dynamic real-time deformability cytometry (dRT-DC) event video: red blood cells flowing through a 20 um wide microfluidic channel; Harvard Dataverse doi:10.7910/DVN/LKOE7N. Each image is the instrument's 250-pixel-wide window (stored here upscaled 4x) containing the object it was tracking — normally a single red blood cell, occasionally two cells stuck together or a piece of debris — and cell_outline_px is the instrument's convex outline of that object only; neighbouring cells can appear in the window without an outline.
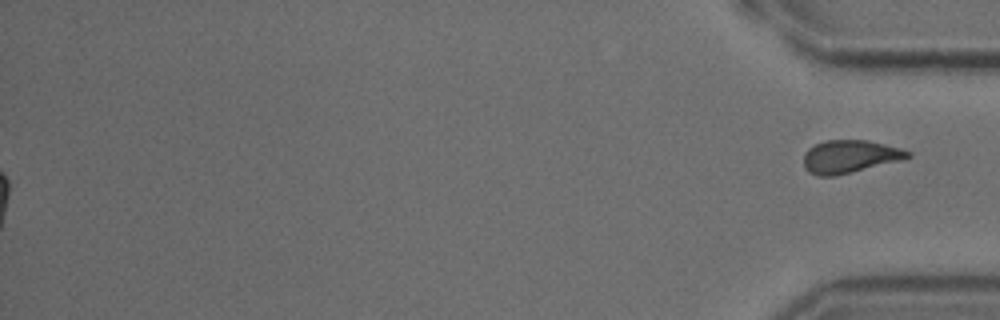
{"species": "common noctule bat (a hibernating species)", "species_latin": "Nyctalus noctula", "temperature_condition": "cold", "stored_images_in_passage": 50, "segment_of_instrument_passage": [2, 2], "camera_frame_rate_fps": 3000, "um_per_image_px": 0.085, "animal": {"sex": "male", "body_mass_g": 18.8}, "frame": {"image": 1, "passage_image": 50, "time_ms": 16.333, "image_size_px": [1000, 320], "cell_outline_px": [[912, 156], [904, 160], [836, 176], [816, 176], [808, 172], [804, 168], [804, 152], [808, 148], [824, 140], [868, 140], [900, 148], [912, 152]], "centroid_in_image_um": [72.24, 13.32], "position_along_channel_um": 363.0, "area_um2": 20.29}}